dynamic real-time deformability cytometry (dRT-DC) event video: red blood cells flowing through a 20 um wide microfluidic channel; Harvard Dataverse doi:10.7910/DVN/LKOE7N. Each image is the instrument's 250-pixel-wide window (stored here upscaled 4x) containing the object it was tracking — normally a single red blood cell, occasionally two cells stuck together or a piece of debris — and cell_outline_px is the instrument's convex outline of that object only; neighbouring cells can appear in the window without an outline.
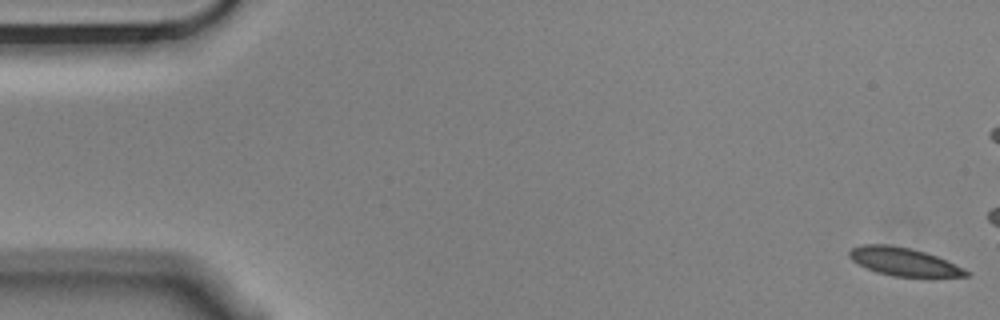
{"species": "Egyptian fruit bat (a non-hibernating species)", "species_latin": "Rousettus aegyptiacus", "temperature_condition": "cold", "stored_images_in_passage": 4, "camera_frame_rate_fps": 3000, "um_per_image_px": 0.085, "animal": {"sex": "male"}, "frame": {"image": 1, "passage_image": 1, "time_ms": 0.0, "image_size_px": [1000, 320], "cell_outline_px": [[972, 272], [968, 276], [892, 276], [876, 272], [852, 260], [848, 256], [848, 252], [852, 248], [860, 244], [888, 244], [908, 248], [924, 252], [936, 256], [964, 268]], "centroid_in_image_um": [76.79, 22.23], "position_along_channel_um": 8.2, "area_um2": 18.84}}